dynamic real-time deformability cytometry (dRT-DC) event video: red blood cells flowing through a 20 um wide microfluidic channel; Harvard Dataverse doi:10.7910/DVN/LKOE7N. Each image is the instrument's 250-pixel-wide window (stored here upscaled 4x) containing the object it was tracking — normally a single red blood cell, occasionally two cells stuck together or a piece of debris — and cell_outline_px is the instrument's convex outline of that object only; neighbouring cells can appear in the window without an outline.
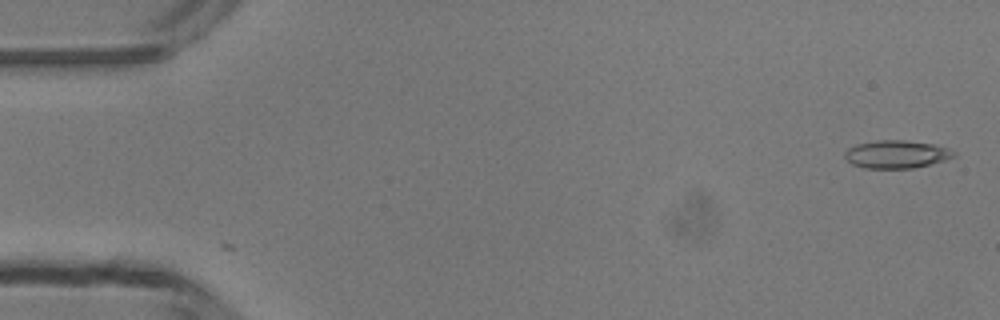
{"species": "common noctule bat (a hibernating species)", "species_latin": "Nyctalus noctula", "temperature_condition": "room temperature", "stored_images_in_passage": 48, "camera_frame_rate_fps": 3000, "um_per_image_px": 0.085, "animal": {"sex": "male", "body_mass_g": 13.3}, "frame": {"image": 1, "passage_image": 1, "time_ms": 0.0, "image_size_px": [1000, 320], "cell_outline_px": [[956, 156], [944, 160], [912, 168], [864, 168], [852, 164], [844, 156], [844, 152], [848, 148], [856, 144], [880, 140], [904, 140], [932, 144], [948, 148], [956, 152]], "centroid_in_image_um": [76.18, 13.11], "position_along_channel_um": 8.8, "area_um2": 17.57}}
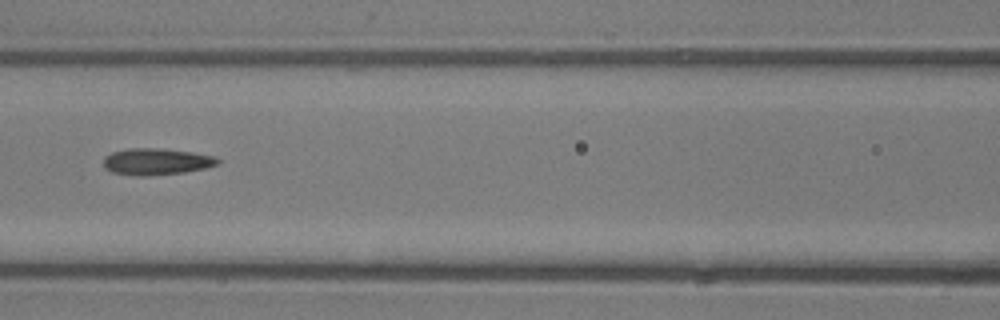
{"frame": {"image": 2, "passage_image": 21, "time_ms": 6.667, "image_size_px": [1000, 320], "cell_outline_px": [[220, 164], [204, 168], [184, 172], [148, 176], [136, 176], [112, 172], [104, 168], [104, 156], [112, 152], [128, 148], [156, 148], [192, 152], [212, 156], [220, 160]], "centroid_in_image_um": [13.26, 13.74], "position_along_channel_um": 153.3, "area_um2": 17.69}}
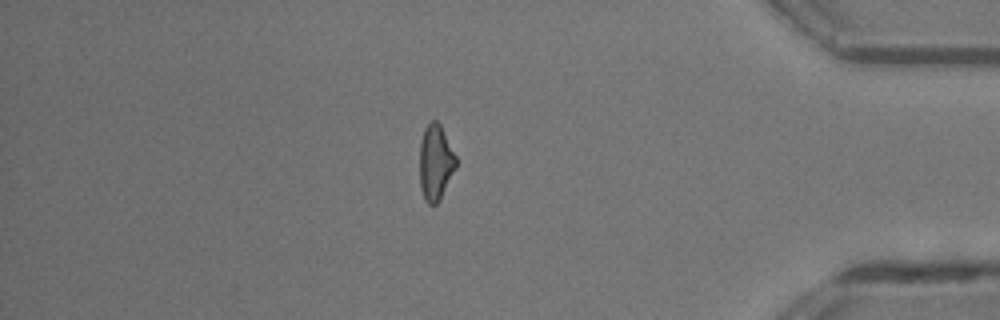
{"frame": {"image": 3, "passage_image": 41, "time_ms": 13.333, "image_size_px": [1000, 320], "cell_outline_px": [[456, 168], [440, 200], [436, 204], [428, 204], [424, 200], [420, 188], [420, 140], [424, 128], [432, 120], [436, 120], [440, 124], [456, 156]], "centroid_in_image_um": [37.01, 13.82], "position_along_channel_um": 398.2, "area_um2": 16.13}, "authors_computed_cell_mechanics": {"area_um2": 17.1666, "velocity_mm_per_s": 4.2243, "shape_relaxation_time_tau1_ms": 4.1776, "shape_relaxation_time_tau2_ms": 3.0523, "deformation_change_tau1": 0.1125, "deformation_change_tau2": 0.126}}